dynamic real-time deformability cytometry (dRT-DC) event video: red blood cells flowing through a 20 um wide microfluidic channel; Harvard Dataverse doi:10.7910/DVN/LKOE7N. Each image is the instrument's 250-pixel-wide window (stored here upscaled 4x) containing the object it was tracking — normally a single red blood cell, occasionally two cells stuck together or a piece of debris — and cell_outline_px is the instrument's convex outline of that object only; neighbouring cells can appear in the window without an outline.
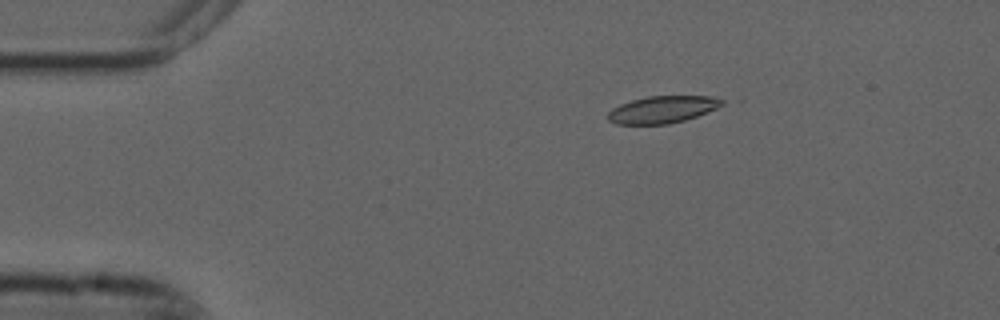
{"species": "common noctule bat (a hibernating species)", "species_latin": "Nyctalus noctula", "temperature_condition": "cold", "stored_images_in_passage": 4, "camera_frame_rate_fps": 3000, "um_per_image_px": 0.085, "animal": {"sex": "male", "forearm_length_mm": 52.5}, "frame": {"image": 1, "passage_image": 1, "time_ms": 0.0, "image_size_px": [1000, 320], "cell_outline_px": [[724, 104], [708, 112], [684, 120], [668, 124], [616, 124], [608, 120], [608, 112], [612, 108], [620, 104], [632, 100], [648, 96], [712, 96], [724, 100]], "centroid_in_image_um": [56.31, 9.3], "position_along_channel_um": 28.7, "area_um2": 17.98}}
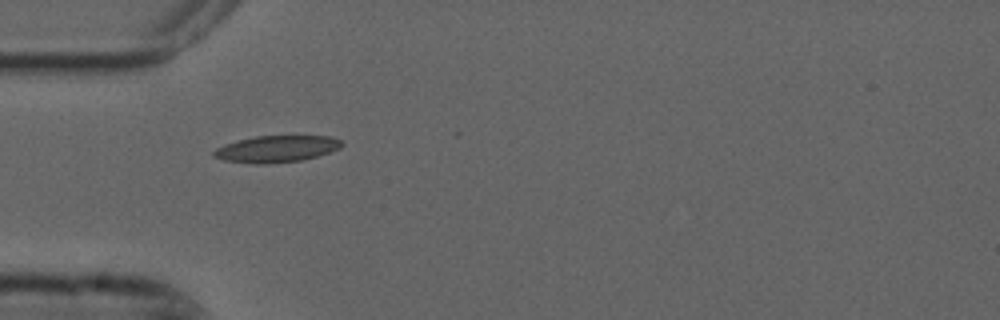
{"frame": {"image": 2, "passage_image": 3, "time_ms": 0.667, "image_size_px": [1000, 320], "cell_outline_px": [[344, 144], [340, 148], [316, 156], [300, 160], [268, 164], [252, 164], [224, 160], [212, 156], [212, 152], [216, 148], [224, 144], [236, 140], [256, 136], [328, 136], [340, 140]], "centroid_in_image_um": [23.45, 12.66], "position_along_channel_um": 61.6, "area_um2": 19.88}}
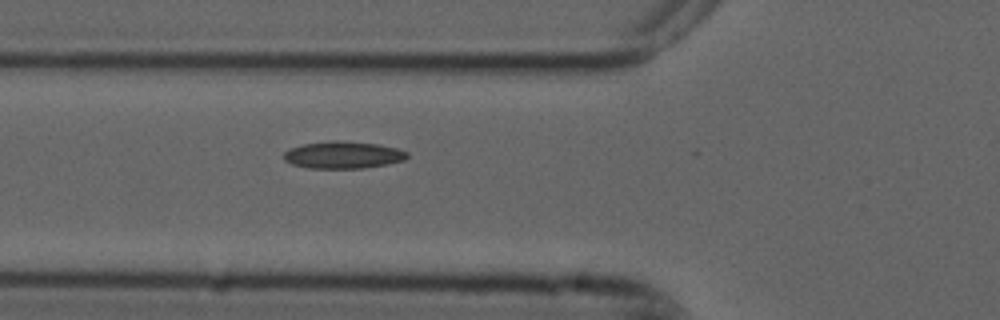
{"frame": {"image": 3, "passage_image": 4, "time_ms": 1.0, "image_size_px": [1000, 320], "cell_outline_px": [[408, 156], [404, 160], [388, 164], [364, 168], [308, 168], [292, 164], [284, 160], [284, 152], [292, 148], [304, 144], [332, 140], [336, 140], [376, 144], [396, 148], [408, 152]], "centroid_in_image_um": [29.17, 13.17], "position_along_channel_um": 96.6, "area_um2": 19.36}}